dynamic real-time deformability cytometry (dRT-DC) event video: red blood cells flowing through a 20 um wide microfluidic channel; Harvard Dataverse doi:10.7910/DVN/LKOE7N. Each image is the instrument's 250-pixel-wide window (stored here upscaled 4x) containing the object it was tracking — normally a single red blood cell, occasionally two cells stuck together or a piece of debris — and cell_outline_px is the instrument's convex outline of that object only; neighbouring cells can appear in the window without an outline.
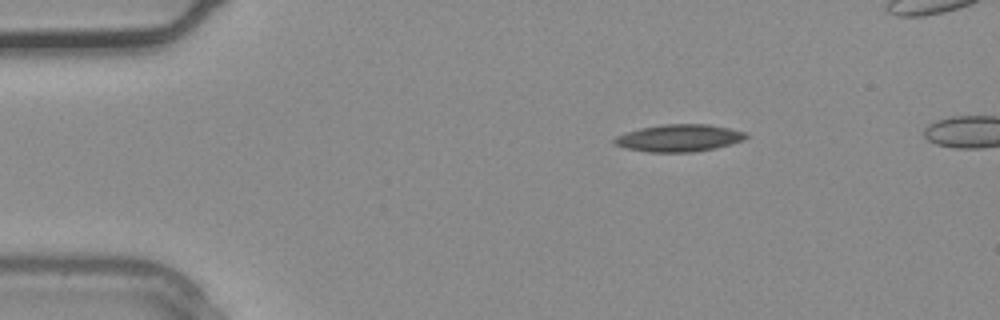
{"species": "common noctule bat (a hibernating species)", "species_latin": "Nyctalus noctula", "temperature_condition": "warm", "stored_images_in_passage": 3, "camera_frame_rate_fps": 3000, "um_per_image_px": 0.085, "animal": {"sex": "male", "body_mass_g": 20.4}, "frame": {"image": 1, "passage_image": 1, "time_ms": 0.0, "image_size_px": [1000, 320], "cell_outline_px": [[748, 136], [744, 140], [716, 148], [692, 152], [648, 152], [628, 148], [616, 144], [612, 140], [616, 136], [640, 128], [664, 124], [708, 124], [728, 128], [744, 132]], "centroid_in_image_um": [57.73, 11.73], "position_along_channel_um": 27.3, "area_um2": 20.63}}